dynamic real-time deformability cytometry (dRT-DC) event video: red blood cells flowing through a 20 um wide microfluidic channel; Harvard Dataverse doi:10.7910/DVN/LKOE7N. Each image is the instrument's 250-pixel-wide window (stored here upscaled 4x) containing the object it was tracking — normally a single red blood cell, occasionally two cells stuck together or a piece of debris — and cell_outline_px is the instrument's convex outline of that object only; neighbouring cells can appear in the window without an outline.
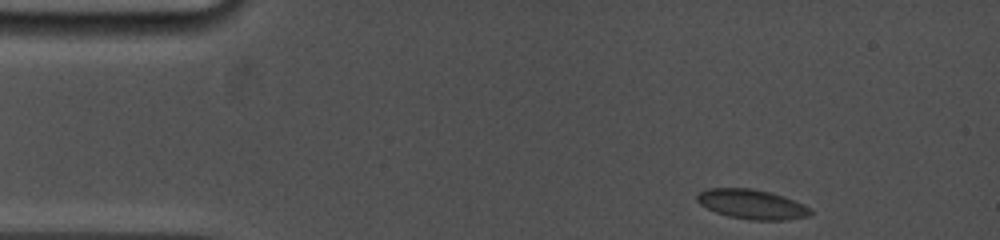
{"species": "common noctule bat (a hibernating species)", "species_latin": "Nyctalus noctula", "temperature_condition": "cold", "stored_images_in_passage": 62, "camera_frame_rate_fps": 5000, "um_per_image_px": 0.085, "animal": {"sex": "female", "body_mass_g": 19.0, "forearm_length_mm": 53.3}, "frame": {"image": 1, "passage_image": 1, "time_ms": 0.0, "image_size_px": [1000, 240], "cell_outline_px": [[812, 212], [808, 216], [788, 220], [748, 220], [728, 216], [716, 212], [700, 204], [696, 200], [696, 196], [700, 192], [708, 188], [752, 188], [772, 192], [784, 196], [804, 204], [812, 208]], "centroid_in_image_um": [63.94, 17.36], "position_along_channel_um": 21.1, "area_um2": 19.77}}
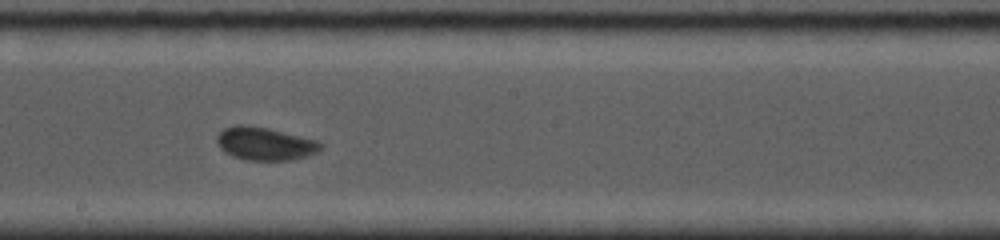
{"frame": {"image": 2, "passage_image": 39, "time_ms": 7.4, "image_size_px": [1000, 240], "cell_outline_px": [[324, 148], [320, 152], [308, 156], [292, 160], [244, 160], [232, 156], [224, 152], [216, 144], [216, 136], [224, 128], [236, 124], [244, 124], [268, 128], [316, 140], [324, 144]], "centroid_in_image_um": [22.53, 12.22], "position_along_channel_um": 225.7, "area_um2": 20.35}}
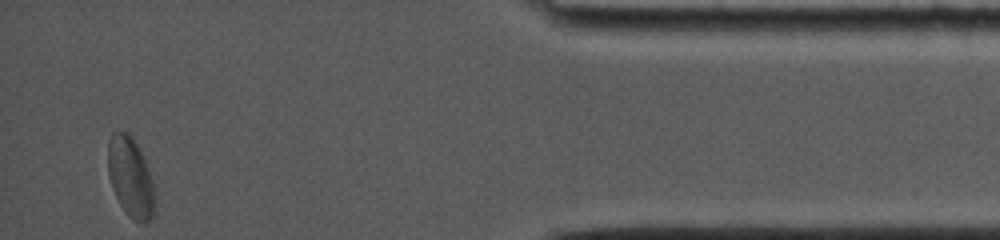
{"frame": {"image": 3, "passage_image": 62, "time_ms": 13.8, "image_size_px": [1000, 240], "cell_outline_px": [[152, 216], [144, 224], [140, 224], [132, 220], [128, 216], [120, 204], [112, 188], [108, 172], [108, 140], [112, 132], [128, 132], [132, 136], [144, 160], [152, 184]], "centroid_in_image_um": [11.03, 15.06], "position_along_channel_um": 424.2, "area_um2": 21.15}, "authors_computed_cell_mechanics": {"area_um2": 19.7676, "velocity_mm_per_s": 3.7698, "shape_relaxation_time_tau1_ms": 4.1288, "shape_relaxation_time_tau2_ms": null, "deformation_change_tau1": 0.094, "deformation_change_tau2": null}}